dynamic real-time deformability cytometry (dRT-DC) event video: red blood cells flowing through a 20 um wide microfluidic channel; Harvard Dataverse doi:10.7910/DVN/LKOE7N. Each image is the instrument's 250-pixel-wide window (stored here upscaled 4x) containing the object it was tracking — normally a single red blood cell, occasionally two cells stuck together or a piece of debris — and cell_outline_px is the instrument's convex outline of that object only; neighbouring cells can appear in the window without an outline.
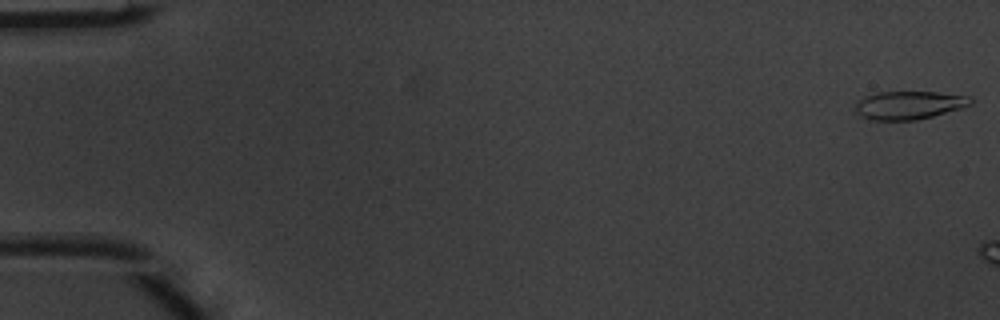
{"species": "common noctule bat (a hibernating species)", "species_latin": "Nyctalus noctula", "temperature_condition": "warm", "stored_images_in_passage": 3, "camera_frame_rate_fps": 3000, "um_per_image_px": 0.085, "animal": {"sex": "male", "body_mass_g": 20.1, "forearm_length_mm": 53.5}, "frame": {"image": 1, "passage_image": 1, "time_ms": 0.0, "image_size_px": [1000, 320], "cell_outline_px": [[972, 104], [960, 108], [932, 116], [916, 120], [872, 120], [860, 116], [856, 112], [856, 104], [864, 96], [876, 92], [936, 92], [968, 96], [972, 100]], "centroid_in_image_um": [77.24, 8.93], "position_along_channel_um": 7.8, "area_um2": 18.79}}